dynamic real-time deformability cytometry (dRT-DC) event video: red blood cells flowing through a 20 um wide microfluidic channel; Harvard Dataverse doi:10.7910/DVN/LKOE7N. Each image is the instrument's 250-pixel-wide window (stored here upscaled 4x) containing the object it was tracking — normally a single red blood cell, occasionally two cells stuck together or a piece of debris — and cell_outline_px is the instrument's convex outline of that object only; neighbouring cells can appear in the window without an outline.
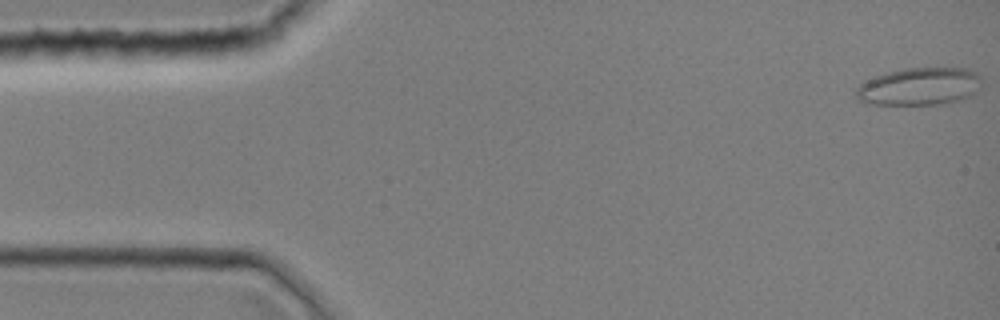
{"species": "common noctule bat (a hibernating species)", "species_latin": "Nyctalus noctula", "temperature_condition": "room temperature", "stored_images_in_passage": 44, "camera_frame_rate_fps": 3000, "um_per_image_px": 0.085, "animal": {"sex": "female", "body_mass_g": 19.0, "forearm_length_mm": 51.5}, "frame": {"image": 1, "passage_image": 1, "time_ms": 0.0, "image_size_px": [1000, 320], "cell_outline_px": [[980, 88], [976, 92], [960, 100], [944, 104], [872, 104], [856, 100], [856, 88], [864, 80], [888, 72], [904, 68], [964, 68], [976, 72], [980, 76]], "centroid_in_image_um": [78.13, 7.35], "position_along_channel_um": 6.9, "area_um2": 27.57}}
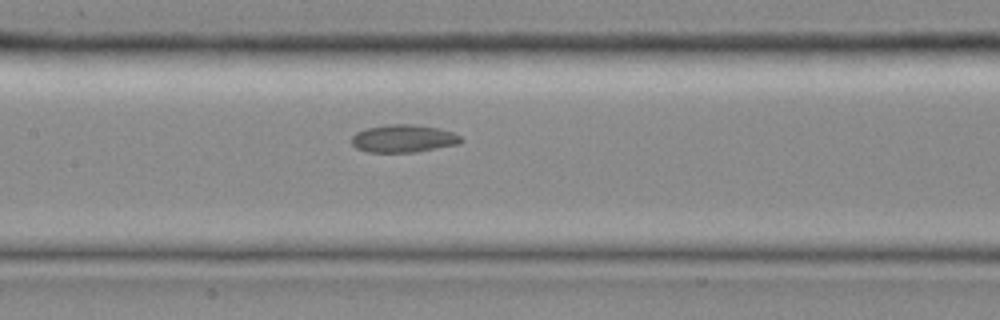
{"frame": {"image": 2, "passage_image": 21, "time_ms": 6.667, "image_size_px": [1000, 320], "cell_outline_px": [[464, 140], [460, 144], [416, 152], [368, 152], [356, 148], [352, 144], [352, 136], [356, 132], [364, 128], [388, 124], [416, 124], [440, 128], [452, 132], [460, 136]], "centroid_in_image_um": [34.31, 11.77], "position_along_channel_um": 173.1, "area_um2": 17.92}}
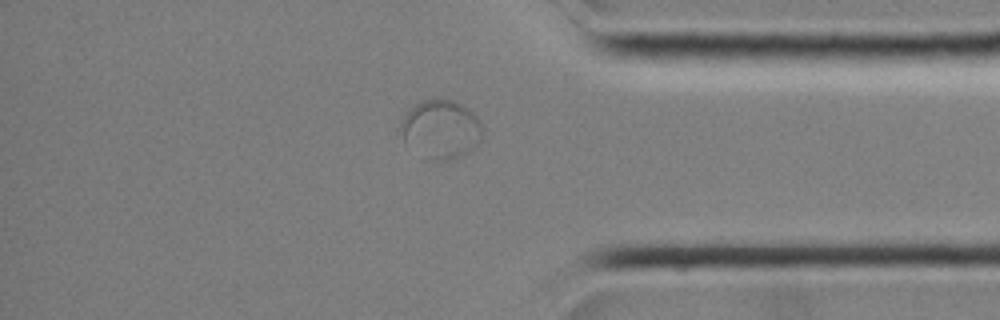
{"frame": {"image": 3, "passage_image": 37, "time_ms": 12.0, "image_size_px": [1000, 320], "cell_outline_px": [[484, 136], [468, 152], [448, 160], [436, 160], [404, 144], [396, 128], [400, 120], [408, 108], [420, 100], [452, 100], [468, 108], [480, 120], [484, 128]], "centroid_in_image_um": [37.42, 10.95], "position_along_channel_um": 397.8, "area_um2": 28.26}}